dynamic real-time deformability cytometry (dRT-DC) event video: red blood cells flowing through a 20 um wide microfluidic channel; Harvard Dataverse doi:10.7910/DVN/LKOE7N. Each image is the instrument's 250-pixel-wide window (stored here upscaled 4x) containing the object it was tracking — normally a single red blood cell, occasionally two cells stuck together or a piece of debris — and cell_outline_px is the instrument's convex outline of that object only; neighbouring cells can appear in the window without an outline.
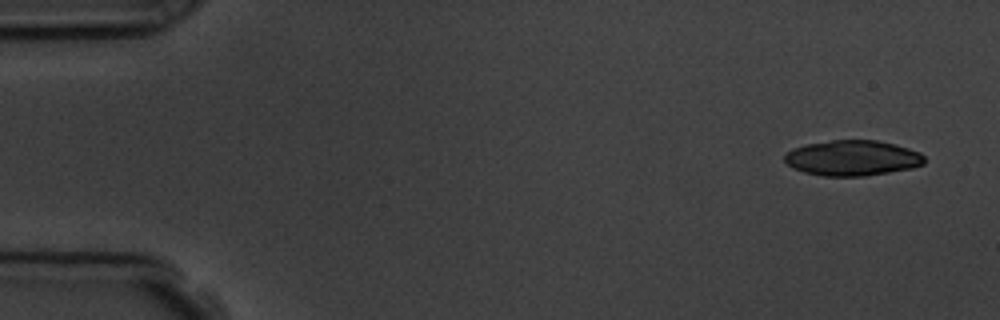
{"species": "common noctule bat (a hibernating species)", "species_latin": "Nyctalus noctula", "temperature_condition": "room temperature", "stored_images_in_passage": 4, "camera_frame_rate_fps": 3000, "um_per_image_px": 0.085, "animal": {"sex": "male", "body_mass_g": 19.5, "forearm_length_mm": 54.6}, "frame": {"image": 1, "passage_image": 1, "time_ms": 0.0, "image_size_px": [1000, 320], "cell_outline_px": [[924, 164], [912, 168], [864, 176], [824, 176], [804, 172], [792, 168], [784, 160], [784, 156], [792, 148], [808, 144], [832, 140], [876, 140], [896, 144], [920, 152], [924, 156]], "centroid_in_image_um": [72.46, 13.43], "position_along_channel_um": 12.5, "area_um2": 28.84}}